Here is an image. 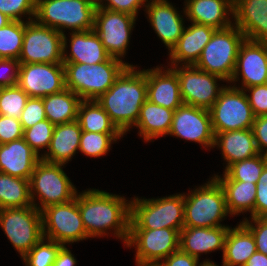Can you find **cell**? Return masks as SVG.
<instances>
[{"label":"cell","instance_id":"obj_31","mask_svg":"<svg viewBox=\"0 0 267 266\" xmlns=\"http://www.w3.org/2000/svg\"><path fill=\"white\" fill-rule=\"evenodd\" d=\"M43 98L46 119L53 125L77 120L78 107L82 99L68 88Z\"/></svg>","mask_w":267,"mask_h":266},{"label":"cell","instance_id":"obj_9","mask_svg":"<svg viewBox=\"0 0 267 266\" xmlns=\"http://www.w3.org/2000/svg\"><path fill=\"white\" fill-rule=\"evenodd\" d=\"M214 134L240 129H252L255 116L246 91L225 86L209 109Z\"/></svg>","mask_w":267,"mask_h":266},{"label":"cell","instance_id":"obj_42","mask_svg":"<svg viewBox=\"0 0 267 266\" xmlns=\"http://www.w3.org/2000/svg\"><path fill=\"white\" fill-rule=\"evenodd\" d=\"M46 119L43 98L29 97L19 118L22 129H28Z\"/></svg>","mask_w":267,"mask_h":266},{"label":"cell","instance_id":"obj_47","mask_svg":"<svg viewBox=\"0 0 267 266\" xmlns=\"http://www.w3.org/2000/svg\"><path fill=\"white\" fill-rule=\"evenodd\" d=\"M256 188L254 217H267V165L262 170Z\"/></svg>","mask_w":267,"mask_h":266},{"label":"cell","instance_id":"obj_48","mask_svg":"<svg viewBox=\"0 0 267 266\" xmlns=\"http://www.w3.org/2000/svg\"><path fill=\"white\" fill-rule=\"evenodd\" d=\"M19 67L20 62L17 59H4L0 58V69H7V71L10 72L4 73L6 70H4V74L0 73V84L3 87L8 86H15L18 82V74H19Z\"/></svg>","mask_w":267,"mask_h":266},{"label":"cell","instance_id":"obj_20","mask_svg":"<svg viewBox=\"0 0 267 266\" xmlns=\"http://www.w3.org/2000/svg\"><path fill=\"white\" fill-rule=\"evenodd\" d=\"M144 70L147 81V100L175 111L183 104L177 73L170 67Z\"/></svg>","mask_w":267,"mask_h":266},{"label":"cell","instance_id":"obj_51","mask_svg":"<svg viewBox=\"0 0 267 266\" xmlns=\"http://www.w3.org/2000/svg\"><path fill=\"white\" fill-rule=\"evenodd\" d=\"M76 262L77 261L75 257L73 256V254L71 253V251L68 250L66 246L64 245L60 249L57 255V258L52 266H75Z\"/></svg>","mask_w":267,"mask_h":266},{"label":"cell","instance_id":"obj_24","mask_svg":"<svg viewBox=\"0 0 267 266\" xmlns=\"http://www.w3.org/2000/svg\"><path fill=\"white\" fill-rule=\"evenodd\" d=\"M215 30L211 26L192 22L169 52L171 66H178L180 62L182 66L195 65Z\"/></svg>","mask_w":267,"mask_h":266},{"label":"cell","instance_id":"obj_27","mask_svg":"<svg viewBox=\"0 0 267 266\" xmlns=\"http://www.w3.org/2000/svg\"><path fill=\"white\" fill-rule=\"evenodd\" d=\"M82 129L78 120L55 125L48 152L41 159L50 163L64 164L79 150Z\"/></svg>","mask_w":267,"mask_h":266},{"label":"cell","instance_id":"obj_17","mask_svg":"<svg viewBox=\"0 0 267 266\" xmlns=\"http://www.w3.org/2000/svg\"><path fill=\"white\" fill-rule=\"evenodd\" d=\"M168 135L214 147L215 134L209 110L182 104L174 112Z\"/></svg>","mask_w":267,"mask_h":266},{"label":"cell","instance_id":"obj_49","mask_svg":"<svg viewBox=\"0 0 267 266\" xmlns=\"http://www.w3.org/2000/svg\"><path fill=\"white\" fill-rule=\"evenodd\" d=\"M252 130L259 153L267 156V115L255 117Z\"/></svg>","mask_w":267,"mask_h":266},{"label":"cell","instance_id":"obj_14","mask_svg":"<svg viewBox=\"0 0 267 266\" xmlns=\"http://www.w3.org/2000/svg\"><path fill=\"white\" fill-rule=\"evenodd\" d=\"M170 67L178 75L183 104L209 110L224 88V86L218 87L217 81L224 80L194 65Z\"/></svg>","mask_w":267,"mask_h":266},{"label":"cell","instance_id":"obj_2","mask_svg":"<svg viewBox=\"0 0 267 266\" xmlns=\"http://www.w3.org/2000/svg\"><path fill=\"white\" fill-rule=\"evenodd\" d=\"M135 67L127 66L114 84L96 100L124 135L131 126L135 127L140 109L147 100L146 74Z\"/></svg>","mask_w":267,"mask_h":266},{"label":"cell","instance_id":"obj_44","mask_svg":"<svg viewBox=\"0 0 267 266\" xmlns=\"http://www.w3.org/2000/svg\"><path fill=\"white\" fill-rule=\"evenodd\" d=\"M97 8H105L112 11H118L122 13H126L129 15H133L137 17L139 9L144 5V2H148V0H104L107 3H103V0H94Z\"/></svg>","mask_w":267,"mask_h":266},{"label":"cell","instance_id":"obj_40","mask_svg":"<svg viewBox=\"0 0 267 266\" xmlns=\"http://www.w3.org/2000/svg\"><path fill=\"white\" fill-rule=\"evenodd\" d=\"M55 125L45 119L23 130V139L39 155L40 149L48 148L53 135Z\"/></svg>","mask_w":267,"mask_h":266},{"label":"cell","instance_id":"obj_8","mask_svg":"<svg viewBox=\"0 0 267 266\" xmlns=\"http://www.w3.org/2000/svg\"><path fill=\"white\" fill-rule=\"evenodd\" d=\"M62 166L64 164L50 163L42 159L35 165L29 180L30 197L33 206L39 211L47 206L67 203L75 198L77 190ZM36 195L40 205L34 201Z\"/></svg>","mask_w":267,"mask_h":266},{"label":"cell","instance_id":"obj_13","mask_svg":"<svg viewBox=\"0 0 267 266\" xmlns=\"http://www.w3.org/2000/svg\"><path fill=\"white\" fill-rule=\"evenodd\" d=\"M180 232L172 228L129 229L127 247L136 246L137 266H157L179 250Z\"/></svg>","mask_w":267,"mask_h":266},{"label":"cell","instance_id":"obj_35","mask_svg":"<svg viewBox=\"0 0 267 266\" xmlns=\"http://www.w3.org/2000/svg\"><path fill=\"white\" fill-rule=\"evenodd\" d=\"M267 165V156L258 154L252 158L231 164L223 173V177L215 175L216 180H236L257 183L262 170Z\"/></svg>","mask_w":267,"mask_h":266},{"label":"cell","instance_id":"obj_26","mask_svg":"<svg viewBox=\"0 0 267 266\" xmlns=\"http://www.w3.org/2000/svg\"><path fill=\"white\" fill-rule=\"evenodd\" d=\"M185 1L183 13L191 23L208 25L215 29H224L232 25L227 15H233V0Z\"/></svg>","mask_w":267,"mask_h":266},{"label":"cell","instance_id":"obj_18","mask_svg":"<svg viewBox=\"0 0 267 266\" xmlns=\"http://www.w3.org/2000/svg\"><path fill=\"white\" fill-rule=\"evenodd\" d=\"M242 76V87L245 90L255 85L267 84V43L246 39L240 45L236 66L230 82Z\"/></svg>","mask_w":267,"mask_h":266},{"label":"cell","instance_id":"obj_50","mask_svg":"<svg viewBox=\"0 0 267 266\" xmlns=\"http://www.w3.org/2000/svg\"><path fill=\"white\" fill-rule=\"evenodd\" d=\"M198 263L199 259L179 249L163 259L157 266H198Z\"/></svg>","mask_w":267,"mask_h":266},{"label":"cell","instance_id":"obj_34","mask_svg":"<svg viewBox=\"0 0 267 266\" xmlns=\"http://www.w3.org/2000/svg\"><path fill=\"white\" fill-rule=\"evenodd\" d=\"M33 206L30 181L0 172V209Z\"/></svg>","mask_w":267,"mask_h":266},{"label":"cell","instance_id":"obj_55","mask_svg":"<svg viewBox=\"0 0 267 266\" xmlns=\"http://www.w3.org/2000/svg\"><path fill=\"white\" fill-rule=\"evenodd\" d=\"M2 88H3V86L0 84V93H1Z\"/></svg>","mask_w":267,"mask_h":266},{"label":"cell","instance_id":"obj_5","mask_svg":"<svg viewBox=\"0 0 267 266\" xmlns=\"http://www.w3.org/2000/svg\"><path fill=\"white\" fill-rule=\"evenodd\" d=\"M130 202L129 229L184 227V193L157 199L133 198Z\"/></svg>","mask_w":267,"mask_h":266},{"label":"cell","instance_id":"obj_10","mask_svg":"<svg viewBox=\"0 0 267 266\" xmlns=\"http://www.w3.org/2000/svg\"><path fill=\"white\" fill-rule=\"evenodd\" d=\"M0 226L23 258L42 238V215L34 206L0 209Z\"/></svg>","mask_w":267,"mask_h":266},{"label":"cell","instance_id":"obj_54","mask_svg":"<svg viewBox=\"0 0 267 266\" xmlns=\"http://www.w3.org/2000/svg\"><path fill=\"white\" fill-rule=\"evenodd\" d=\"M198 266H218V265H216L214 262L209 261V260L207 259V261L205 260L204 262L198 264ZM223 266H224V265H223Z\"/></svg>","mask_w":267,"mask_h":266},{"label":"cell","instance_id":"obj_36","mask_svg":"<svg viewBox=\"0 0 267 266\" xmlns=\"http://www.w3.org/2000/svg\"><path fill=\"white\" fill-rule=\"evenodd\" d=\"M24 38V21L12 20L0 28V58L19 59Z\"/></svg>","mask_w":267,"mask_h":266},{"label":"cell","instance_id":"obj_53","mask_svg":"<svg viewBox=\"0 0 267 266\" xmlns=\"http://www.w3.org/2000/svg\"><path fill=\"white\" fill-rule=\"evenodd\" d=\"M12 20L5 14L0 12V28H3L5 25L10 23Z\"/></svg>","mask_w":267,"mask_h":266},{"label":"cell","instance_id":"obj_4","mask_svg":"<svg viewBox=\"0 0 267 266\" xmlns=\"http://www.w3.org/2000/svg\"><path fill=\"white\" fill-rule=\"evenodd\" d=\"M94 0H36L35 21L59 31L92 30L96 11Z\"/></svg>","mask_w":267,"mask_h":266},{"label":"cell","instance_id":"obj_39","mask_svg":"<svg viewBox=\"0 0 267 266\" xmlns=\"http://www.w3.org/2000/svg\"><path fill=\"white\" fill-rule=\"evenodd\" d=\"M29 96L18 86L3 87L0 93V115L19 119Z\"/></svg>","mask_w":267,"mask_h":266},{"label":"cell","instance_id":"obj_38","mask_svg":"<svg viewBox=\"0 0 267 266\" xmlns=\"http://www.w3.org/2000/svg\"><path fill=\"white\" fill-rule=\"evenodd\" d=\"M63 246L61 243L43 237L22 260L26 266H52Z\"/></svg>","mask_w":267,"mask_h":266},{"label":"cell","instance_id":"obj_43","mask_svg":"<svg viewBox=\"0 0 267 266\" xmlns=\"http://www.w3.org/2000/svg\"><path fill=\"white\" fill-rule=\"evenodd\" d=\"M242 223L254 236L257 252L267 255V217H253L251 221L246 218Z\"/></svg>","mask_w":267,"mask_h":266},{"label":"cell","instance_id":"obj_33","mask_svg":"<svg viewBox=\"0 0 267 266\" xmlns=\"http://www.w3.org/2000/svg\"><path fill=\"white\" fill-rule=\"evenodd\" d=\"M77 120L82 131L96 133H122L96 100H82Z\"/></svg>","mask_w":267,"mask_h":266},{"label":"cell","instance_id":"obj_23","mask_svg":"<svg viewBox=\"0 0 267 266\" xmlns=\"http://www.w3.org/2000/svg\"><path fill=\"white\" fill-rule=\"evenodd\" d=\"M70 54L67 48L66 35H63V63L98 64L107 61L111 56L105 50L100 37L92 30L70 33Z\"/></svg>","mask_w":267,"mask_h":266},{"label":"cell","instance_id":"obj_11","mask_svg":"<svg viewBox=\"0 0 267 266\" xmlns=\"http://www.w3.org/2000/svg\"><path fill=\"white\" fill-rule=\"evenodd\" d=\"M41 215L43 237L46 239L66 245L90 238L79 212L77 193L67 203L45 207Z\"/></svg>","mask_w":267,"mask_h":266},{"label":"cell","instance_id":"obj_37","mask_svg":"<svg viewBox=\"0 0 267 266\" xmlns=\"http://www.w3.org/2000/svg\"><path fill=\"white\" fill-rule=\"evenodd\" d=\"M123 133H96L82 131L79 151L90 157H100L107 154L112 142L123 136Z\"/></svg>","mask_w":267,"mask_h":266},{"label":"cell","instance_id":"obj_15","mask_svg":"<svg viewBox=\"0 0 267 266\" xmlns=\"http://www.w3.org/2000/svg\"><path fill=\"white\" fill-rule=\"evenodd\" d=\"M136 19L126 13L96 8L93 30L111 57L120 59L126 54Z\"/></svg>","mask_w":267,"mask_h":266},{"label":"cell","instance_id":"obj_28","mask_svg":"<svg viewBox=\"0 0 267 266\" xmlns=\"http://www.w3.org/2000/svg\"><path fill=\"white\" fill-rule=\"evenodd\" d=\"M216 145L221 148L223 158L228 162L225 170L235 162L260 154L252 129L216 133L214 147Z\"/></svg>","mask_w":267,"mask_h":266},{"label":"cell","instance_id":"obj_22","mask_svg":"<svg viewBox=\"0 0 267 266\" xmlns=\"http://www.w3.org/2000/svg\"><path fill=\"white\" fill-rule=\"evenodd\" d=\"M41 157L23 139L0 144V172L30 180Z\"/></svg>","mask_w":267,"mask_h":266},{"label":"cell","instance_id":"obj_25","mask_svg":"<svg viewBox=\"0 0 267 266\" xmlns=\"http://www.w3.org/2000/svg\"><path fill=\"white\" fill-rule=\"evenodd\" d=\"M230 227H183L180 231L179 249L199 259L201 253L224 250L225 238Z\"/></svg>","mask_w":267,"mask_h":266},{"label":"cell","instance_id":"obj_3","mask_svg":"<svg viewBox=\"0 0 267 266\" xmlns=\"http://www.w3.org/2000/svg\"><path fill=\"white\" fill-rule=\"evenodd\" d=\"M65 88L73 91L82 100H97L113 84L122 71L131 64L110 57L98 64L63 63Z\"/></svg>","mask_w":267,"mask_h":266},{"label":"cell","instance_id":"obj_29","mask_svg":"<svg viewBox=\"0 0 267 266\" xmlns=\"http://www.w3.org/2000/svg\"><path fill=\"white\" fill-rule=\"evenodd\" d=\"M257 251L251 231L241 222L235 228H229L224 244V266H244L250 256Z\"/></svg>","mask_w":267,"mask_h":266},{"label":"cell","instance_id":"obj_7","mask_svg":"<svg viewBox=\"0 0 267 266\" xmlns=\"http://www.w3.org/2000/svg\"><path fill=\"white\" fill-rule=\"evenodd\" d=\"M229 214L224 191L213 177L204 186L184 194V227L214 228Z\"/></svg>","mask_w":267,"mask_h":266},{"label":"cell","instance_id":"obj_32","mask_svg":"<svg viewBox=\"0 0 267 266\" xmlns=\"http://www.w3.org/2000/svg\"><path fill=\"white\" fill-rule=\"evenodd\" d=\"M221 185L228 212L230 215L250 212L254 217V205L256 200V184L236 180H217Z\"/></svg>","mask_w":267,"mask_h":266},{"label":"cell","instance_id":"obj_46","mask_svg":"<svg viewBox=\"0 0 267 266\" xmlns=\"http://www.w3.org/2000/svg\"><path fill=\"white\" fill-rule=\"evenodd\" d=\"M21 138H23V129L19 119L0 115V144Z\"/></svg>","mask_w":267,"mask_h":266},{"label":"cell","instance_id":"obj_21","mask_svg":"<svg viewBox=\"0 0 267 266\" xmlns=\"http://www.w3.org/2000/svg\"><path fill=\"white\" fill-rule=\"evenodd\" d=\"M232 18L246 39L267 43V0H233Z\"/></svg>","mask_w":267,"mask_h":266},{"label":"cell","instance_id":"obj_52","mask_svg":"<svg viewBox=\"0 0 267 266\" xmlns=\"http://www.w3.org/2000/svg\"><path fill=\"white\" fill-rule=\"evenodd\" d=\"M244 266H267V255L256 251Z\"/></svg>","mask_w":267,"mask_h":266},{"label":"cell","instance_id":"obj_12","mask_svg":"<svg viewBox=\"0 0 267 266\" xmlns=\"http://www.w3.org/2000/svg\"><path fill=\"white\" fill-rule=\"evenodd\" d=\"M18 61L29 63H63V35L56 29L24 22V38Z\"/></svg>","mask_w":267,"mask_h":266},{"label":"cell","instance_id":"obj_41","mask_svg":"<svg viewBox=\"0 0 267 266\" xmlns=\"http://www.w3.org/2000/svg\"><path fill=\"white\" fill-rule=\"evenodd\" d=\"M36 0H0V12L11 20L24 21L22 15H30L29 21L35 17ZM32 18V19H31Z\"/></svg>","mask_w":267,"mask_h":266},{"label":"cell","instance_id":"obj_19","mask_svg":"<svg viewBox=\"0 0 267 266\" xmlns=\"http://www.w3.org/2000/svg\"><path fill=\"white\" fill-rule=\"evenodd\" d=\"M150 1L145 8L149 22L170 52L185 29L184 19L167 0Z\"/></svg>","mask_w":267,"mask_h":266},{"label":"cell","instance_id":"obj_1","mask_svg":"<svg viewBox=\"0 0 267 266\" xmlns=\"http://www.w3.org/2000/svg\"><path fill=\"white\" fill-rule=\"evenodd\" d=\"M124 197L89 189L77 193L79 212L88 236H105L108 229L127 243L129 238L130 202Z\"/></svg>","mask_w":267,"mask_h":266},{"label":"cell","instance_id":"obj_45","mask_svg":"<svg viewBox=\"0 0 267 266\" xmlns=\"http://www.w3.org/2000/svg\"><path fill=\"white\" fill-rule=\"evenodd\" d=\"M244 91L250 93L247 94L249 104L252 108L253 114L257 116H266L267 115V84L264 85H255L246 88Z\"/></svg>","mask_w":267,"mask_h":266},{"label":"cell","instance_id":"obj_16","mask_svg":"<svg viewBox=\"0 0 267 266\" xmlns=\"http://www.w3.org/2000/svg\"><path fill=\"white\" fill-rule=\"evenodd\" d=\"M17 85L29 96L42 98L65 89L63 63L20 64Z\"/></svg>","mask_w":267,"mask_h":266},{"label":"cell","instance_id":"obj_6","mask_svg":"<svg viewBox=\"0 0 267 266\" xmlns=\"http://www.w3.org/2000/svg\"><path fill=\"white\" fill-rule=\"evenodd\" d=\"M245 40L243 32L234 24L216 29L194 65L198 69L231 81L240 45Z\"/></svg>","mask_w":267,"mask_h":266},{"label":"cell","instance_id":"obj_30","mask_svg":"<svg viewBox=\"0 0 267 266\" xmlns=\"http://www.w3.org/2000/svg\"><path fill=\"white\" fill-rule=\"evenodd\" d=\"M173 110L153 104L146 100L141 109L135 126L139 129V136H143L146 142L168 135L173 115Z\"/></svg>","mask_w":267,"mask_h":266}]
</instances>
